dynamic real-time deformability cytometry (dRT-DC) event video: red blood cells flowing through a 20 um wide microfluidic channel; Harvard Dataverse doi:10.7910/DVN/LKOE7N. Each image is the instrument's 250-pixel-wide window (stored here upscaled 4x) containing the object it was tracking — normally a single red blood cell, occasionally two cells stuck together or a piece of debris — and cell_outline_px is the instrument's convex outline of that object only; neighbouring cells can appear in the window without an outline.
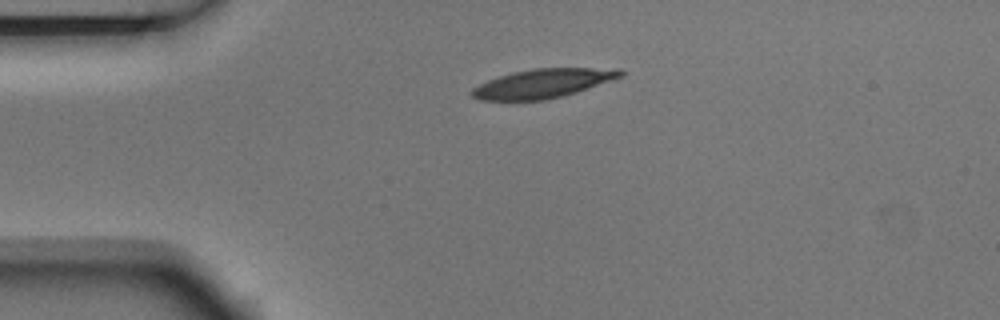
{"species": "Egyptian fruit bat (a non-hibernating species)", "species_latin": "Rousettus aegyptiacus", "temperature_condition": "room temperature", "stored_images_in_passage": 2, "camera_frame_rate_fps": 3000, "um_per_image_px": 0.085, "animal": {"sex": "male"}, "frame": {"image": 1, "passage_image": 1, "time_ms": 0.0, "image_size_px": [1000, 320], "cell_outline_px": [[624, 76], [564, 96], [544, 100], [480, 100], [472, 96], [468, 92], [472, 88], [488, 80], [512, 72], [532, 68], [620, 68], [624, 72]], "centroid_in_image_um": [46.16, 7.08], "position_along_channel_um": 38.8, "area_um2": 25.2}}